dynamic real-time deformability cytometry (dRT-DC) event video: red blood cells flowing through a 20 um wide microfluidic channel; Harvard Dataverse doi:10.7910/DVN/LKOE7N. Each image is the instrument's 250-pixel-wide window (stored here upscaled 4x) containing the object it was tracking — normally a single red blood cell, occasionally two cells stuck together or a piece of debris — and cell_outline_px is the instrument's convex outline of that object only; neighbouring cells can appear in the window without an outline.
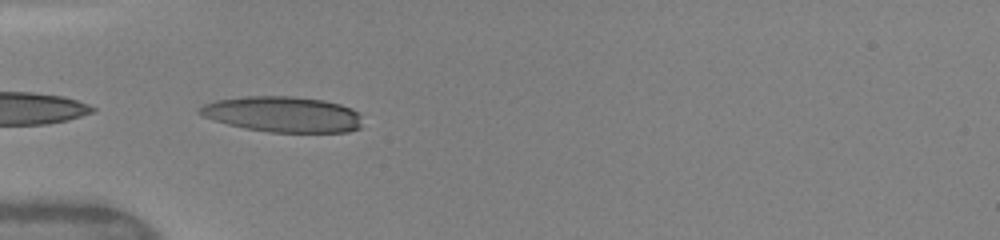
{"species": "human", "species_latin": "Homo sapiens", "temperature_condition": "warm", "stored_images_in_passage": 4, "camera_frame_rate_fps": 3000, "um_per_image_px": 0.085, "donor": {"sex": "female"}, "frame": {"image": 1, "passage_image": 1, "time_ms": 0.0, "image_size_px": [1000, 240], "cell_outline_px": [[360, 128], [348, 132], [268, 132], [244, 128], [228, 124], [204, 116], [196, 112], [204, 104], [216, 100], [244, 96], [292, 96], [324, 100], [340, 104], [352, 108], [360, 112]], "centroid_in_image_um": [24.06, 9.71], "position_along_channel_um": 60.9, "area_um2": 33.87}}